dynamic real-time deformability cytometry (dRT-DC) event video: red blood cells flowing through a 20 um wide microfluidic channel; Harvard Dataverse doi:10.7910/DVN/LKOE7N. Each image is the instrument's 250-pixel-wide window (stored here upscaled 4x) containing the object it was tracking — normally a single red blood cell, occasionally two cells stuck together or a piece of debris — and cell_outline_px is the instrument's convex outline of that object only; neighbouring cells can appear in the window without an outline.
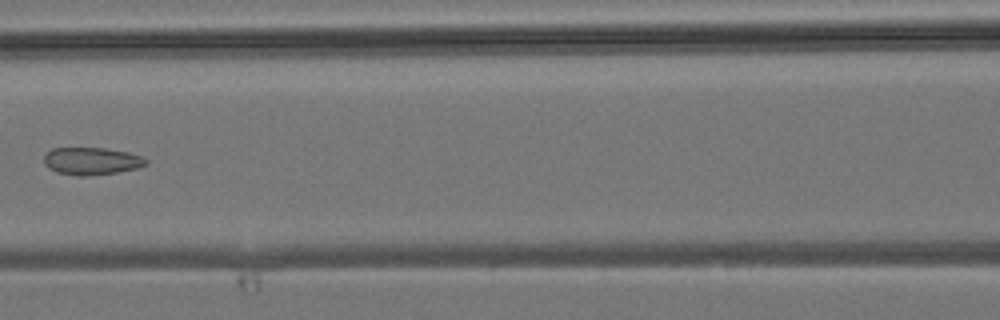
{"species": "common noctule bat (a hibernating species)", "species_latin": "Nyctalus noctula", "temperature_condition": "room temperature", "stored_images_in_passage": 7, "camera_frame_rate_fps": 3000, "um_per_image_px": 0.085, "animal": {"sex": "male", "body_mass_g": 19.2, "forearm_length_mm": 51.8}, "frame": {"image": 1, "passage_image": 6, "time_ms": 6.333, "image_size_px": [1000, 320], "cell_outline_px": [[148, 164], [136, 168], [116, 172], [84, 176], [76, 176], [56, 172], [48, 168], [44, 164], [44, 156], [52, 148], [104, 148], [128, 152], [140, 156], [148, 160]], "centroid_in_image_um": [7.76, 13.69], "position_along_channel_um": 158.8, "area_um2": 16.24}}
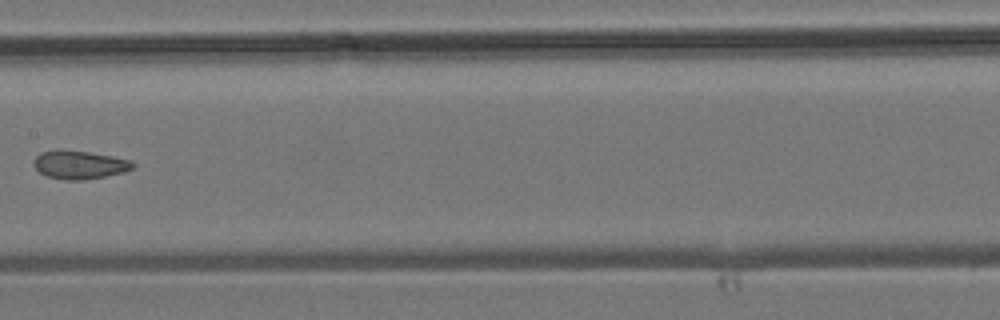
{"frame": {"image": 2, "passage_image": 7, "time_ms": 7.333, "image_size_px": [1000, 320], "cell_outline_px": [[136, 164], [132, 168], [124, 172], [104, 176], [80, 180], [68, 180], [48, 176], [40, 172], [32, 164], [36, 156], [40, 152], [88, 152], [112, 156], [132, 160]], "centroid_in_image_um": [6.81, 14.03], "position_along_channel_um": 200.6, "area_um2": 15.72}}